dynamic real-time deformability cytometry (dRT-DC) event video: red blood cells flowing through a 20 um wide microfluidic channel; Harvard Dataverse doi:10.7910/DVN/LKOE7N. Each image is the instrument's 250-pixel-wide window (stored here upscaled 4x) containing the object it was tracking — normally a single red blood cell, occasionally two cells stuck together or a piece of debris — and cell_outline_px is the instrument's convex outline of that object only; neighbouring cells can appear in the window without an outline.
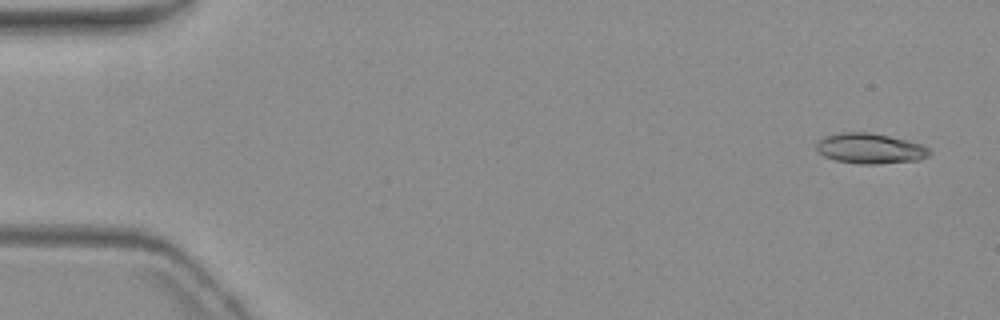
{"species": "common noctule bat (a hibernating species)", "species_latin": "Nyctalus noctula", "temperature_condition": "warm", "stored_images_in_passage": 6, "segment_of_instrument_passage": [1, 2], "camera_frame_rate_fps": 3000, "um_per_image_px": 0.085, "animal": {"sex": "female", "body_mass_g": 19.3, "forearm_length_mm": 54.1}, "frame": {"image": 1, "passage_image": 1, "time_ms": 0.0, "image_size_px": [1000, 320], "cell_outline_px": [[932, 152], [928, 156], [916, 160], [876, 164], [860, 164], [836, 160], [824, 156], [816, 148], [816, 144], [824, 136], [840, 132], [868, 132], [888, 136], [920, 144], [928, 148]], "centroid_in_image_um": [73.93, 12.62], "position_along_channel_um": 11.1, "area_um2": 19.71}}
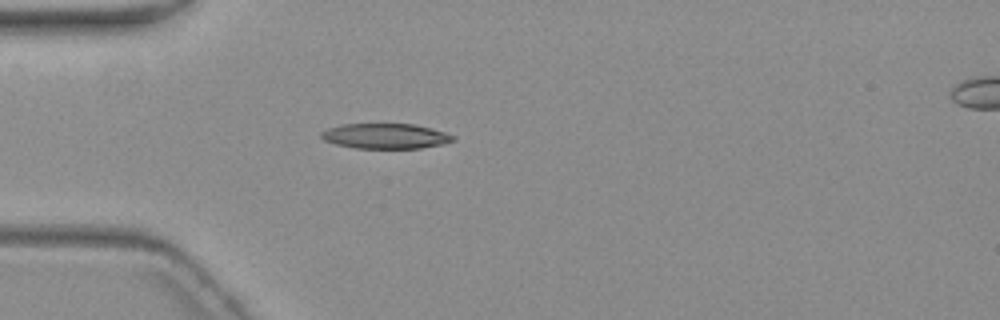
{"frame": {"image": 2, "passage_image": 5, "time_ms": 4.667, "image_size_px": [1000, 320], "cell_outline_px": [[456, 140], [444, 144], [420, 148], [356, 148], [336, 144], [324, 140], [320, 136], [320, 132], [328, 128], [344, 124], [412, 124], [444, 132], [456, 136]], "centroid_in_image_um": [32.77, 11.57], "position_along_channel_um": 52.2, "area_um2": 19.25}}